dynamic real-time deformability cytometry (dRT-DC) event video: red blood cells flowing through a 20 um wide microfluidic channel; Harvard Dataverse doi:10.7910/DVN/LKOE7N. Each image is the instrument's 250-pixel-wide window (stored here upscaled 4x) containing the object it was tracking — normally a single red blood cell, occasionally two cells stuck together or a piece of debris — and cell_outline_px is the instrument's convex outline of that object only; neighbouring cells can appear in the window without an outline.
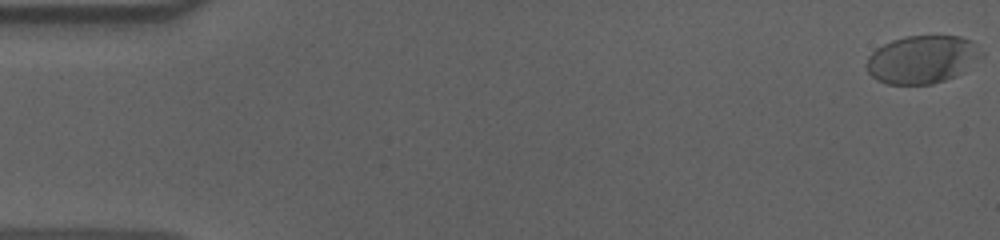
{"species": "human", "species_latin": "Homo sapiens", "temperature_condition": "cold", "stored_images_in_passage": 58, "camera_frame_rate_fps": 3000, "um_per_image_px": 0.085, "donor": {"sex": "male"}, "frame": {"image": 1, "passage_image": 1, "time_ms": 0.0, "image_size_px": [1000, 240], "cell_outline_px": [[984, 56], [964, 72], [956, 76], [932, 84], [888, 84], [876, 80], [868, 72], [868, 56], [876, 48], [892, 40], [904, 36], [960, 36], [972, 40], [984, 52]], "centroid_in_image_um": [78.44, 5.04], "position_along_channel_um": 6.6, "area_um2": 32.37}}
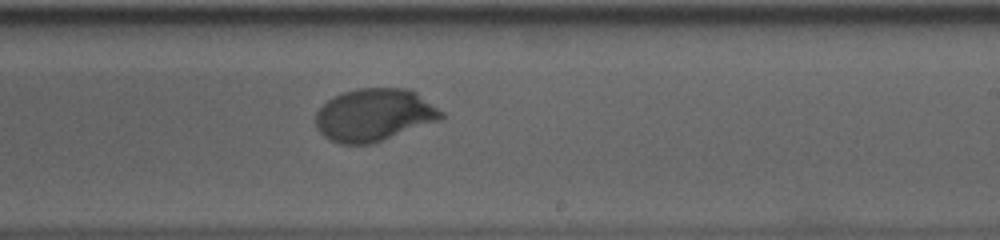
{"frame": {"image": 2, "passage_image": 35, "time_ms": 11.333, "image_size_px": [1000, 240], "cell_outline_px": [[444, 120], [372, 144], [340, 144], [324, 136], [316, 128], [316, 112], [328, 100], [344, 92], [356, 88], [404, 88], [416, 92], [444, 112]], "centroid_in_image_um": [31.86, 9.78], "position_along_channel_um": 257.1, "area_um2": 38.73}}
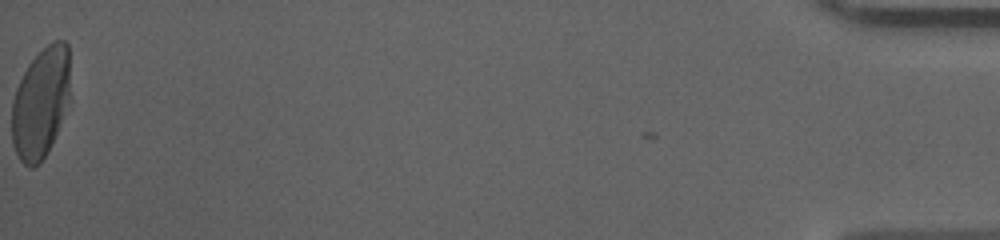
{"frame": {"image": 3, "passage_image": 58, "time_ms": 19.0, "image_size_px": [1000, 240], "cell_outline_px": [[68, 96], [56, 132], [48, 152], [40, 164], [32, 168], [28, 168], [20, 160], [12, 144], [12, 100], [16, 88], [28, 64], [52, 40], [64, 40], [68, 44]], "centroid_in_image_um": [3.41, 8.77], "position_along_channel_um": 431.8, "area_um2": 36.93}, "authors_computed_cell_mechanics": {"area_um2": 37.4833, "velocity_mm_per_s": 3.595, "shape_relaxation_time_tau1_ms": 3.3669, "shape_relaxation_time_tau2_ms": null, "deformation_change_tau1": 0.1623, "deformation_change_tau2": null}}